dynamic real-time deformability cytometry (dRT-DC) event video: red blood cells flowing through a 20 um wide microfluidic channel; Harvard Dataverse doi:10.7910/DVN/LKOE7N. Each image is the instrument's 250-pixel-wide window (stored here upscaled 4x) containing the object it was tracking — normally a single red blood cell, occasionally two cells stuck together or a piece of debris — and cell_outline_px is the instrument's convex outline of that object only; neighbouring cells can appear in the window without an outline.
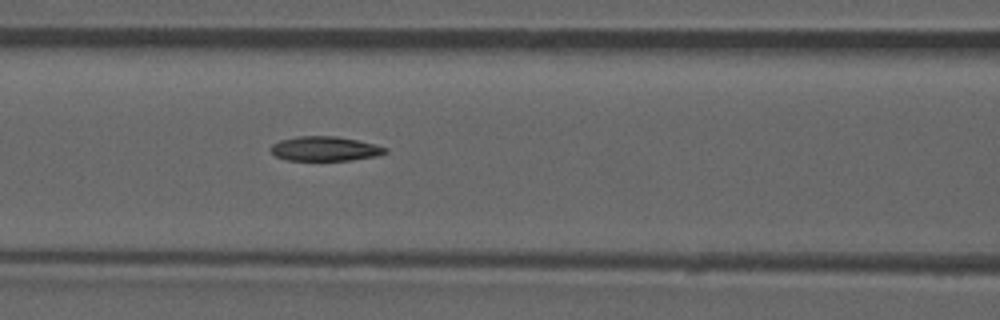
{"species": "common noctule bat (a hibernating species)", "species_latin": "Nyctalus noctula", "temperature_condition": "room temperature", "stored_images_in_passage": 50, "camera_frame_rate_fps": 3000, "um_per_image_px": 0.085, "animal": {"sex": "male", "forearm_length_mm": 52.5}, "frame": {"image": 1, "passage_image": 22, "time_ms": 7.0, "image_size_px": [1000, 320], "cell_outline_px": [[388, 152], [376, 156], [352, 160], [288, 160], [276, 156], [268, 148], [272, 144], [280, 140], [296, 136], [336, 136], [376, 144], [388, 148]], "centroid_in_image_um": [27.62, 12.64], "position_along_channel_um": 139.0, "area_um2": 16.42}}